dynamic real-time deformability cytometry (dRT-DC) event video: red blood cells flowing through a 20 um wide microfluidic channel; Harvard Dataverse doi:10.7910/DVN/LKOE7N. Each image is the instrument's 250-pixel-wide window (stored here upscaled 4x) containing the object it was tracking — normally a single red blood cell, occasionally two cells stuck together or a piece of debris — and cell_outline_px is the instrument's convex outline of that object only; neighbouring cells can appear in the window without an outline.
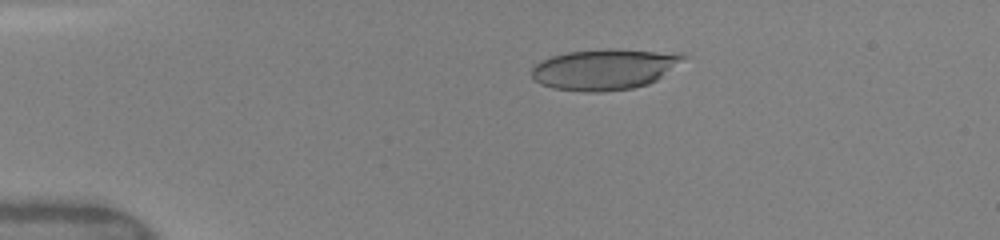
{"species": "human", "species_latin": "Homo sapiens", "temperature_condition": "warm", "stored_images_in_passage": 18, "camera_frame_rate_fps": 3000, "um_per_image_px": 0.085, "donor": {"sex": "female"}, "frame": {"image": 1, "passage_image": 1, "time_ms": 0.0, "image_size_px": [1000, 240], "cell_outline_px": [[692, 56], [656, 80], [648, 84], [632, 88], [604, 92], [584, 92], [552, 88], [540, 84], [532, 76], [532, 68], [540, 60], [552, 56], [568, 52], [608, 48], [684, 52]], "centroid_in_image_um": [51.47, 5.87], "position_along_channel_um": 33.5, "area_um2": 36.76}}
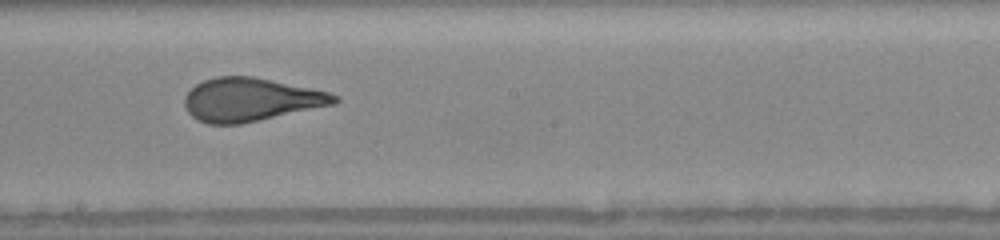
{"frame": {"image": 2, "passage_image": 10, "time_ms": 6.0, "image_size_px": [1000, 240], "cell_outline_px": [[340, 100], [332, 104], [240, 124], [208, 124], [196, 120], [188, 112], [184, 104], [184, 96], [196, 84], [204, 80], [216, 76], [252, 76], [328, 92], [336, 96]], "centroid_in_image_um": [21.23, 8.47], "position_along_channel_um": 227.0, "area_um2": 37.28}}
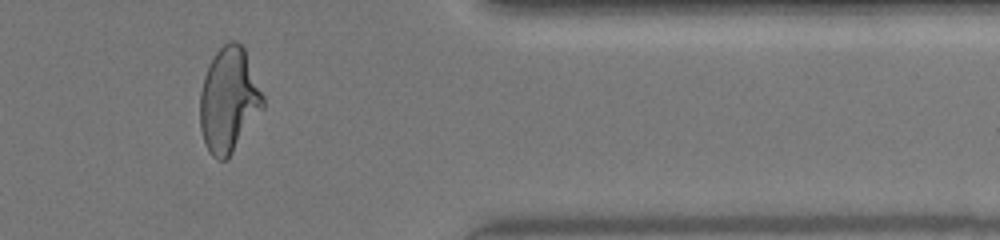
{"frame": {"image": 3, "passage_image": 16, "time_ms": 10.333, "image_size_px": [1000, 240], "cell_outline_px": [[264, 108], [228, 160], [216, 160], [208, 152], [200, 128], [200, 92], [204, 76], [216, 52], [224, 44], [232, 40], [236, 40], [244, 48], [264, 96]], "centroid_in_image_um": [19.46, 8.55], "position_along_channel_um": 391.9, "area_um2": 38.55}, "authors_computed_cell_mechanics": {"area_um2": 37.7434, "velocity_mm_per_s": 4.1521, "shape_relaxation_time_tau1_ms": 9.7446, "shape_relaxation_time_tau2_ms": 0.6639, "deformation_change_tau1": 0.3195, "deformation_change_tau2": 0.0779}}